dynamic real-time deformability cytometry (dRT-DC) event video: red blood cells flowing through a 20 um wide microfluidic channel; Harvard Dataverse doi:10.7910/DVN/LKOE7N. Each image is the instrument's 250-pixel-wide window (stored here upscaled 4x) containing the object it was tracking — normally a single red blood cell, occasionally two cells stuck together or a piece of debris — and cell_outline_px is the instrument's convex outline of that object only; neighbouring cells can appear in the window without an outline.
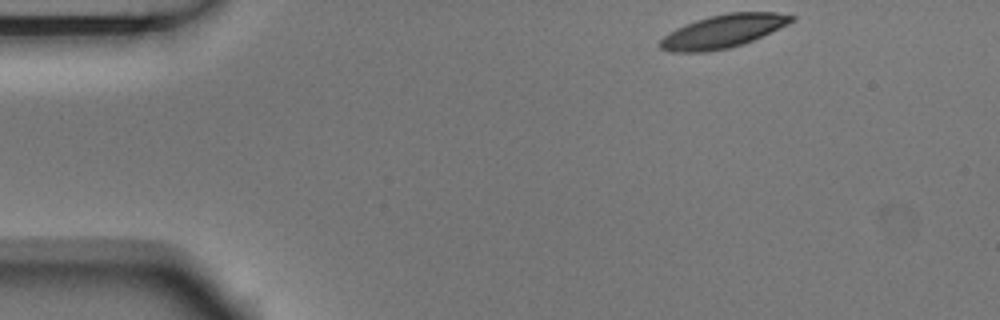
{"species": "Egyptian fruit bat (a non-hibernating species)", "species_latin": "Rousettus aegyptiacus", "temperature_condition": "room temperature", "stored_images_in_passage": 3, "camera_frame_rate_fps": 3000, "um_per_image_px": 0.085, "animal": {"sex": "male"}, "frame": {"image": 1, "passage_image": 1, "time_ms": 0.0, "image_size_px": [1000, 320], "cell_outline_px": [[796, 20], [788, 24], [744, 44], [728, 48], [708, 52], [668, 52], [660, 48], [660, 40], [668, 32], [684, 24], [708, 16], [728, 12], [776, 12], [796, 16]], "centroid_in_image_um": [61.45, 2.65], "position_along_channel_um": 23.5, "area_um2": 25.55}}